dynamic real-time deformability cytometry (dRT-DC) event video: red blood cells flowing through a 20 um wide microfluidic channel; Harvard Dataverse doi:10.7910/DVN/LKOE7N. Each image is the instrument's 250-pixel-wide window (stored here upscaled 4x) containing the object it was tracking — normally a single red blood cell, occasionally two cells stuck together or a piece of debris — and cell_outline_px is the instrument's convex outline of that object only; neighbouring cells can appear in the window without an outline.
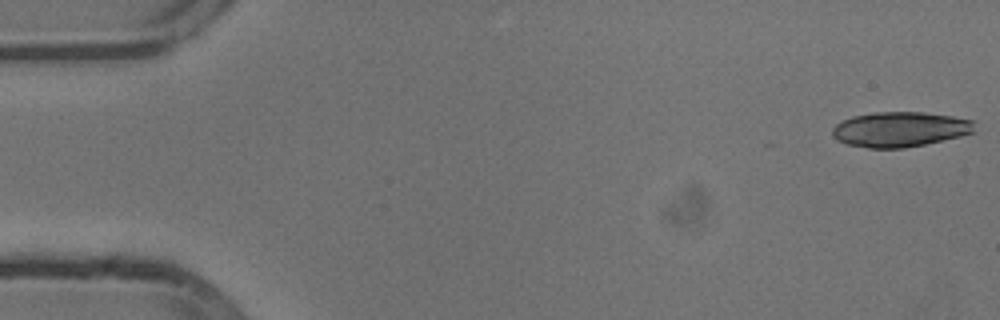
{"species": "common noctule bat (a hibernating species)", "species_latin": "Nyctalus noctula", "temperature_condition": "cold", "stored_images_in_passage": 13, "camera_frame_rate_fps": 3000, "um_per_image_px": 0.085, "animal": {"sex": "male", "body_mass_g": 13.3}, "frame": {"image": 1, "passage_image": 1, "time_ms": 0.0, "image_size_px": [1000, 320], "cell_outline_px": [[976, 132], [960, 136], [924, 144], [904, 148], [868, 148], [848, 144], [836, 140], [832, 136], [832, 128], [836, 124], [852, 116], [876, 112], [924, 112], [952, 116], [976, 120]], "centroid_in_image_um": [76.53, 10.99], "position_along_channel_um": 8.5, "area_um2": 29.25}}
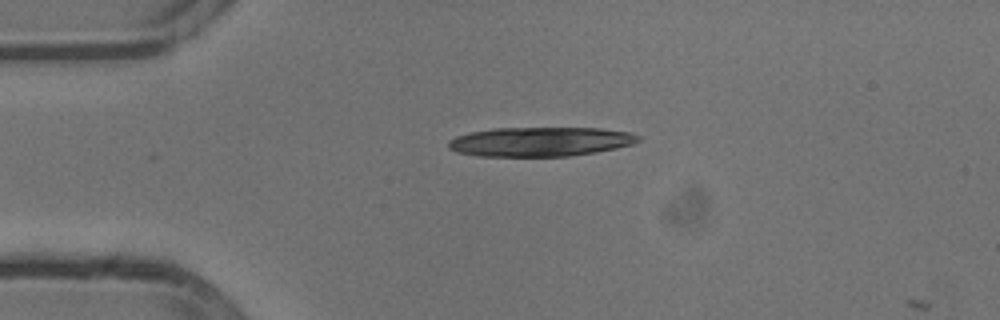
{"frame": {"image": 2, "passage_image": 12, "time_ms": 3.667, "image_size_px": [1000, 320], "cell_outline_px": [[640, 140], [636, 144], [596, 152], [572, 156], [476, 156], [456, 152], [448, 148], [448, 140], [456, 136], [472, 132], [492, 128], [600, 128], [632, 132], [640, 136]], "centroid_in_image_um": [45.95, 12.04], "position_along_channel_um": 39.0, "area_um2": 32.77}}